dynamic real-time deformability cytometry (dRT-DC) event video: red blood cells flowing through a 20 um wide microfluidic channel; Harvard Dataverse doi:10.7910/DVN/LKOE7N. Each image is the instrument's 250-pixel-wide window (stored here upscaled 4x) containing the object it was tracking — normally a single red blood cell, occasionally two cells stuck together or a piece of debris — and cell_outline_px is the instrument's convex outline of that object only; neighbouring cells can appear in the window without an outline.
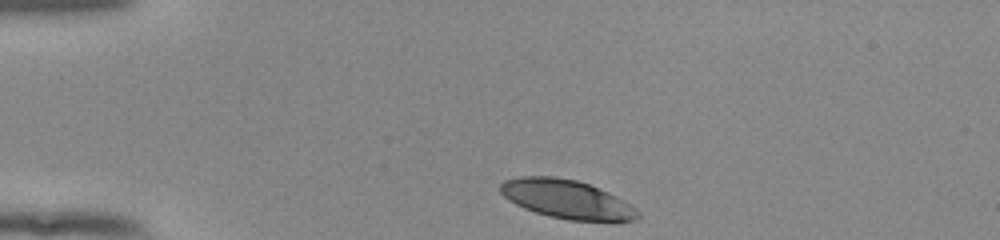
{"species": "human", "species_latin": "Homo sapiens", "temperature_condition": "room temperature", "stored_images_in_passage": 34, "camera_frame_rate_fps": 3000, "um_per_image_px": 0.085, "donor": {"sex": "female"}, "frame": {"image": 1, "passage_image": 1, "time_ms": 0.0, "image_size_px": [1000, 240], "cell_outline_px": [[640, 216], [636, 220], [568, 220], [548, 216], [524, 208], [508, 200], [500, 192], [500, 184], [504, 180], [520, 176], [552, 176], [576, 180], [588, 184], [608, 192], [624, 200], [640, 212]], "centroid_in_image_um": [48.14, 16.92], "position_along_channel_um": 36.9, "area_um2": 30.75}}
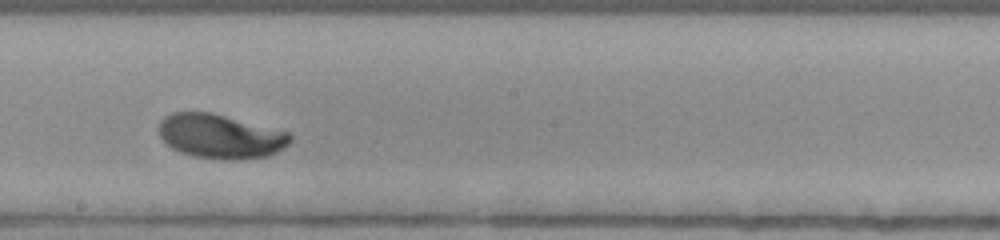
{"frame": {"image": 2, "passage_image": 20, "time_ms": 6.333, "image_size_px": [1000, 240], "cell_outline_px": [[292, 140], [284, 148], [268, 156], [240, 160], [220, 160], [196, 156], [180, 152], [172, 148], [160, 136], [160, 120], [164, 116], [172, 112], [212, 112], [288, 132], [292, 136]], "centroid_in_image_um": [18.75, 11.59], "position_along_channel_um": 229.5, "area_um2": 33.93}}
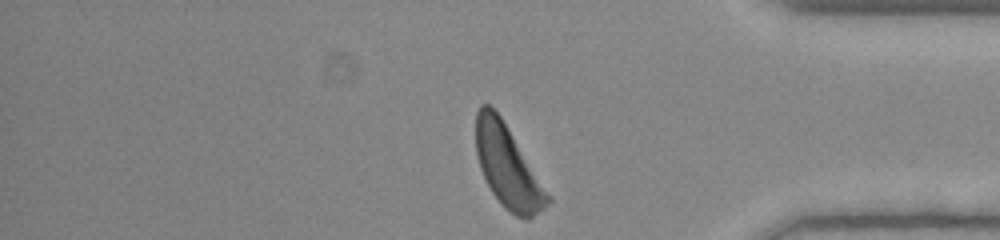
{"frame": {"image": 3, "passage_image": 34, "time_ms": 11.0, "image_size_px": [1000, 240], "cell_outline_px": [[552, 200], [544, 208], [528, 220], [524, 220], [516, 216], [504, 208], [500, 204], [492, 192], [480, 168], [476, 152], [476, 112], [480, 104], [488, 104], [500, 116]], "centroid_in_image_um": [43.12, 14.2], "position_along_channel_um": 392.1, "area_um2": 33.47}, "authors_computed_cell_mechanics": {"area_um2": 32.9749, "velocity_mm_per_s": 3.8501, "shape_relaxation_time_tau1_ms": 3.2595, "shape_relaxation_time_tau2_ms": null, "deformation_change_tau1": 0.1799, "deformation_change_tau2": null}}